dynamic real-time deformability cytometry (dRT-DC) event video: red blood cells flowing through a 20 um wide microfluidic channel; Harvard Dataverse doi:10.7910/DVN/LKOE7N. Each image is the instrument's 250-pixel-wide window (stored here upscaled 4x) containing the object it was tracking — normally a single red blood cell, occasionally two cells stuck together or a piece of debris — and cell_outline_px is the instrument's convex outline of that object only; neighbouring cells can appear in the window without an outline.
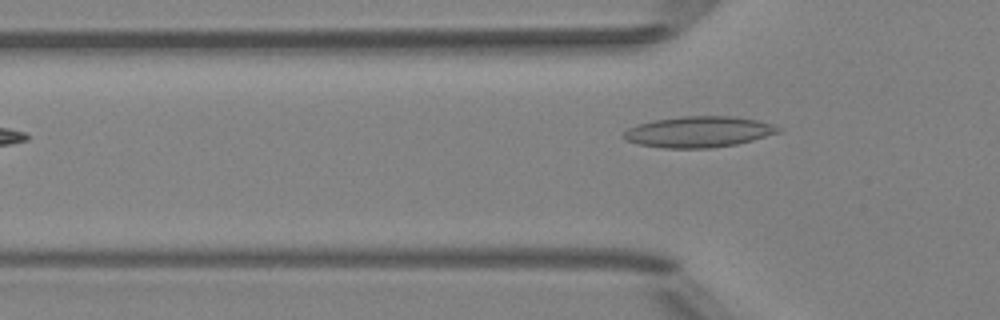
{"species": "Egyptian fruit bat (a non-hibernating species)", "species_latin": "Rousettus aegyptiacus", "temperature_condition": "room temperature", "stored_images_in_passage": 5, "camera_frame_rate_fps": 3000, "um_per_image_px": 0.085, "animal": {"sex": "female"}, "frame": {"image": 1, "passage_image": 5, "time_ms": 1.333, "image_size_px": [1000, 320], "cell_outline_px": [[780, 132], [752, 140], [736, 144], [712, 148], [664, 148], [640, 144], [624, 140], [624, 132], [628, 128], [636, 124], [652, 120], [684, 116], [732, 116], [756, 120], [772, 124], [780, 128]], "centroid_in_image_um": [59.36, 11.2], "position_along_channel_um": 66.4, "area_um2": 27.8}}